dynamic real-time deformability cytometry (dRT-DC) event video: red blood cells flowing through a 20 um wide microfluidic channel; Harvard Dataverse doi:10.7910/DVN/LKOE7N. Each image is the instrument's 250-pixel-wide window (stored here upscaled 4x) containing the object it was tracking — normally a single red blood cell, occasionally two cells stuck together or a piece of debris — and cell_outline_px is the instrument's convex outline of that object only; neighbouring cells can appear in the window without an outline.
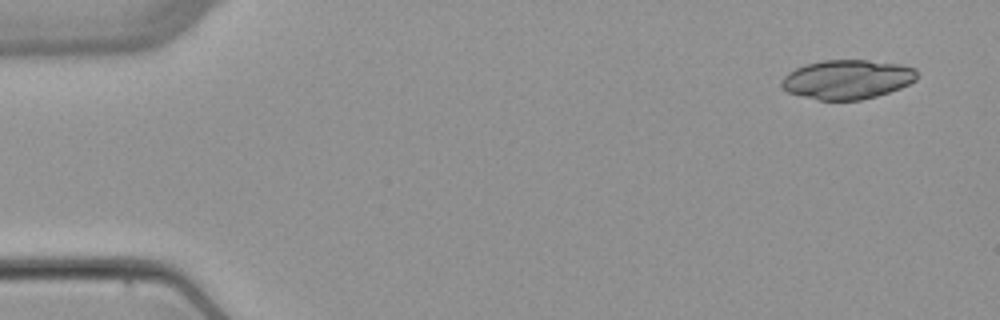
{"species": "common noctule bat (a hibernating species)", "species_latin": "Nyctalus noctula", "temperature_condition": "warm", "stored_images_in_passage": 4, "camera_frame_rate_fps": 3000, "um_per_image_px": 0.085, "animal": {"sex": "female", "body_mass_g": 22.7, "forearm_length_mm": 54.2}, "frame": {"image": 1, "passage_image": 1, "time_ms": 0.0, "image_size_px": [1000, 320], "cell_outline_px": [[916, 80], [900, 88], [876, 96], [860, 100], [820, 100], [788, 92], [780, 88], [780, 84], [784, 76], [788, 72], [804, 64], [824, 60], [868, 60], [900, 64], [916, 68]], "centroid_in_image_um": [72.0, 6.74], "position_along_channel_um": 13.0, "area_um2": 30.98}}